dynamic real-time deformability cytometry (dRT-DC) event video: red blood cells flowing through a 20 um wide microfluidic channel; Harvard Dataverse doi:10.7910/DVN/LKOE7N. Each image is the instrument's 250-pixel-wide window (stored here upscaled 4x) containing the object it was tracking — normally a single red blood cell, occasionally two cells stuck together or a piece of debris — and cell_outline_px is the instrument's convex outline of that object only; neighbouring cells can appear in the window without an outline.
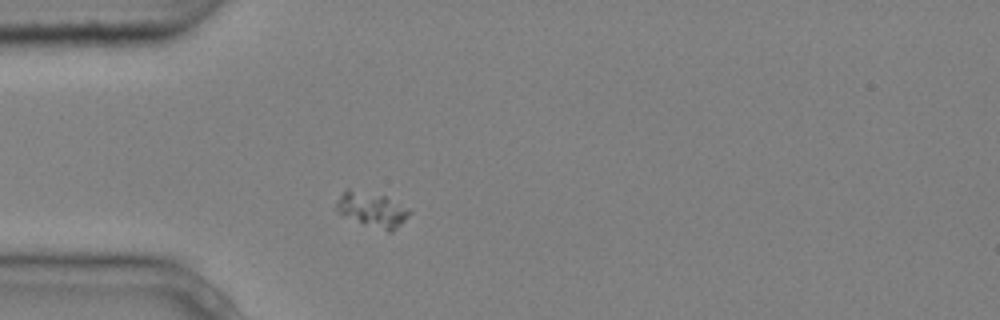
{"species": "common noctule bat (a hibernating species)", "species_latin": "Nyctalus noctula", "temperature_condition": "cold", "stored_images_in_passage": 1, "camera_frame_rate_fps": 3000, "um_per_image_px": 0.085, "animal": {"sex": "male", "body_mass_g": 20.4}, "frame": {"image": 1, "passage_image": 1, "time_ms": 0.0, "image_size_px": [1000, 320], "cell_outline_px": [[412, 212], [392, 232], [388, 232], [340, 216], [332, 208], [336, 200], [348, 188], [384, 196], [408, 208]], "centroid_in_image_um": [31.54, 17.83], "position_along_channel_um": 53.5, "area_um2": 14.97}}